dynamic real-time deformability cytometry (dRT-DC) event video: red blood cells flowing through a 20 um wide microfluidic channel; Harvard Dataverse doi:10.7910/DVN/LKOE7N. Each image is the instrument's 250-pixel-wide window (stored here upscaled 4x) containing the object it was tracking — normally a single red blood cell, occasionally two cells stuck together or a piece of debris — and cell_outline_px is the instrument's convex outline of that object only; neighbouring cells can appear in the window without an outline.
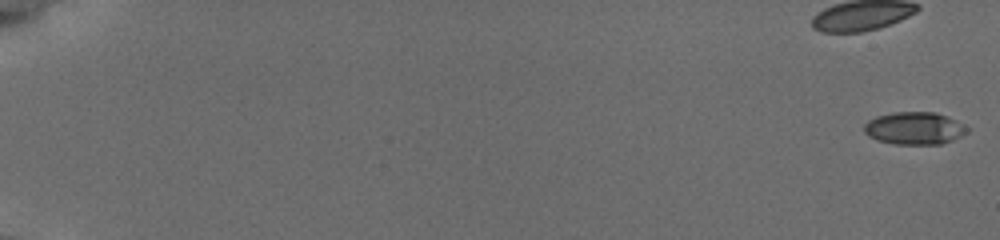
{"species": "common noctule bat (a hibernating species)", "species_latin": "Nyctalus noctula", "temperature_condition": "cold", "stored_images_in_passage": 56, "camera_frame_rate_fps": 3000, "um_per_image_px": 0.085, "animal": {"sex": "female", "body_mass_g": 19.5, "forearm_length_mm": 54.1}, "frame": {"image": 1, "passage_image": 1, "time_ms": 0.0, "image_size_px": [1000, 240], "cell_outline_px": [[968, 132], [952, 140], [940, 144], [896, 144], [876, 140], [868, 136], [864, 132], [864, 124], [868, 120], [876, 116], [892, 112], [936, 112], [948, 116], [964, 124], [968, 128]], "centroid_in_image_um": [77.72, 10.89], "position_along_channel_um": 7.3, "area_um2": 19.65}}
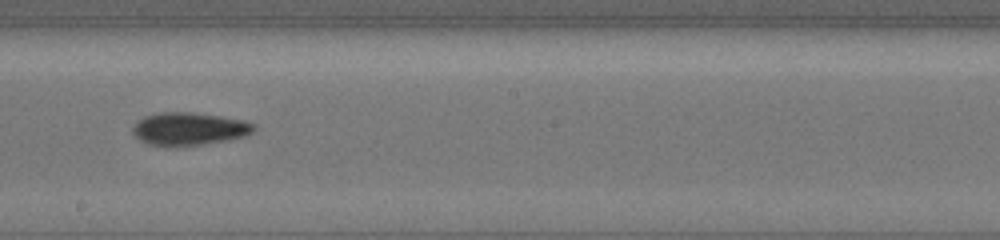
{"frame": {"image": 2, "passage_image": 35, "time_ms": 11.333, "image_size_px": [1000, 240], "cell_outline_px": [[256, 128], [252, 132], [244, 136], [228, 140], [200, 144], [168, 148], [148, 144], [140, 140], [132, 132], [132, 128], [144, 116], [160, 112], [192, 112], [220, 116], [244, 120], [256, 124]], "centroid_in_image_um": [16.07, 10.96], "position_along_channel_um": 232.1, "area_um2": 23.35}}
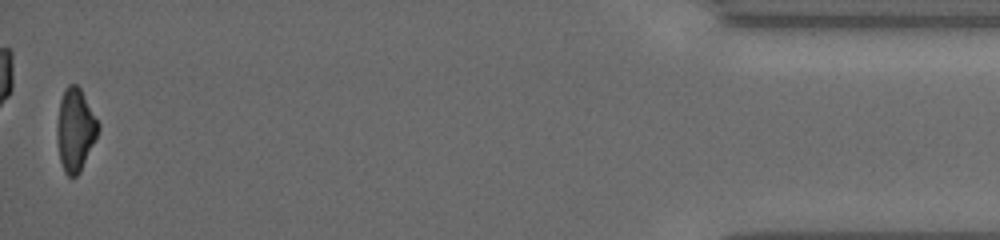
{"frame": {"image": 3, "passage_image": 56, "time_ms": 18.333, "image_size_px": [1000, 240], "cell_outline_px": [[100, 128], [80, 172], [76, 176], [68, 176], [64, 172], [60, 160], [56, 136], [56, 128], [60, 100], [64, 88], [68, 84], [76, 84], [80, 88], [100, 124]], "centroid_in_image_um": [6.38, 11.02], "position_along_channel_um": 428.8, "area_um2": 19.83}, "authors_computed_cell_mechanics": {"area_um2": 20.808, "velocity_mm_per_s": 3.8465, "shape_relaxation_time_tau1_ms": 4.5729, "shape_relaxation_time_tau2_ms": 6.4542, "deformation_change_tau1": 0.1516, "deformation_change_tau2": 0.1326}}